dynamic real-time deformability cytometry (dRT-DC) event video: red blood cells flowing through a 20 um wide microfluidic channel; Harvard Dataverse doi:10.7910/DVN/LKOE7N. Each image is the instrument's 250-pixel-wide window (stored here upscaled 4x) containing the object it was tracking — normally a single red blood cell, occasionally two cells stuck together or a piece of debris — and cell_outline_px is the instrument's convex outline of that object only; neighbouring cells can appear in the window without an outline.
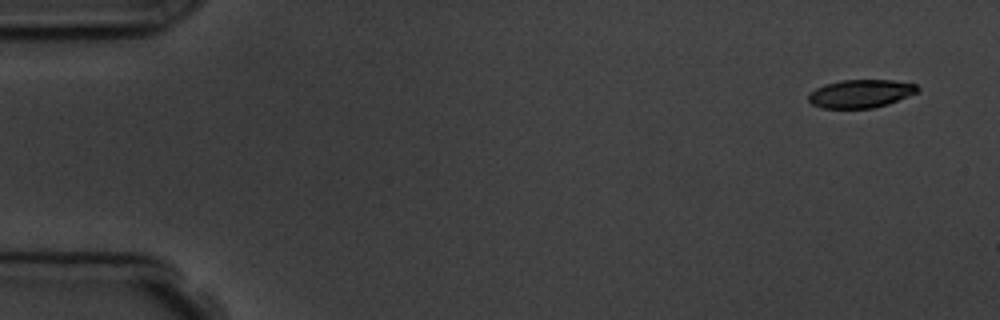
{"species": "common noctule bat (a hibernating species)", "species_latin": "Nyctalus noctula", "temperature_condition": "room temperature", "stored_images_in_passage": 7, "camera_frame_rate_fps": 3000, "um_per_image_px": 0.085, "animal": {"sex": "male", "body_mass_g": 19.5, "forearm_length_mm": 54.6}, "frame": {"image": 1, "passage_image": 1, "time_ms": 0.0, "image_size_px": [1000, 320], "cell_outline_px": [[920, 88], [916, 92], [888, 104], [872, 108], [824, 108], [812, 104], [808, 100], [808, 96], [816, 88], [824, 84], [840, 80], [892, 80], [916, 84]], "centroid_in_image_um": [73.14, 7.95], "position_along_channel_um": 11.9, "area_um2": 17.74}}
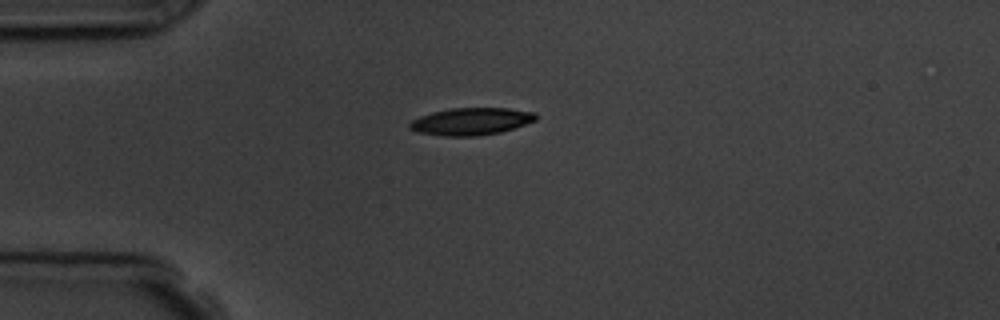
{"frame": {"image": 2, "passage_image": 4, "time_ms": 3.667, "image_size_px": [1000, 320], "cell_outline_px": [[536, 120], [500, 132], [476, 136], [444, 136], [416, 132], [408, 128], [408, 124], [412, 120], [420, 116], [432, 112], [452, 108], [508, 108], [536, 112]], "centroid_in_image_um": [40.01, 10.32], "position_along_channel_um": 45.0, "area_um2": 20.0}}